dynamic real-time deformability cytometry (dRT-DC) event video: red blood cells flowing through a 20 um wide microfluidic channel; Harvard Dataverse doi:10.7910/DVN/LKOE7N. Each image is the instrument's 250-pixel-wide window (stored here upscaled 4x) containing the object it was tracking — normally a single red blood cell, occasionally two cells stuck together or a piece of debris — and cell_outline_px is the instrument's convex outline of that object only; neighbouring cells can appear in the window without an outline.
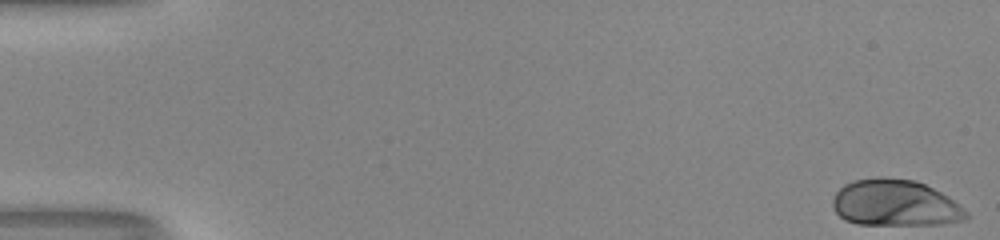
{"species": "human", "species_latin": "Homo sapiens", "temperature_condition": "room temperature", "stored_images_in_passage": 52, "camera_frame_rate_fps": 3000, "um_per_image_px": 0.085, "donor": {"sex": "male"}, "frame": {"image": 1, "passage_image": 1, "time_ms": 0.0, "image_size_px": [1000, 240], "cell_outline_px": [[968, 216], [964, 220], [940, 224], [856, 224], [844, 220], [836, 212], [832, 204], [832, 200], [836, 192], [844, 184], [852, 180], [876, 176], [916, 180], [948, 196], [968, 212]], "centroid_in_image_um": [76.05, 17.24], "position_along_channel_um": 8.9, "area_um2": 36.18}}
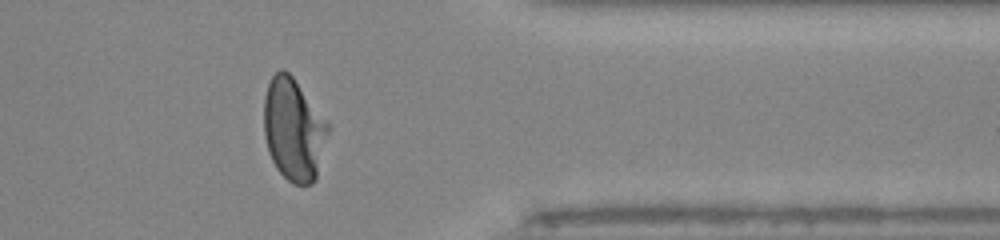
{"frame": {"image": 2, "passage_image": 43, "time_ms": 14.0, "image_size_px": [1000, 240], "cell_outline_px": [[332, 128], [316, 180], [312, 184], [292, 184], [276, 168], [268, 152], [264, 136], [264, 96], [268, 84], [272, 76], [280, 68], [284, 68], [292, 76]], "centroid_in_image_um": [24.98, 11.04], "position_along_channel_um": 386.4, "area_um2": 38.73}}
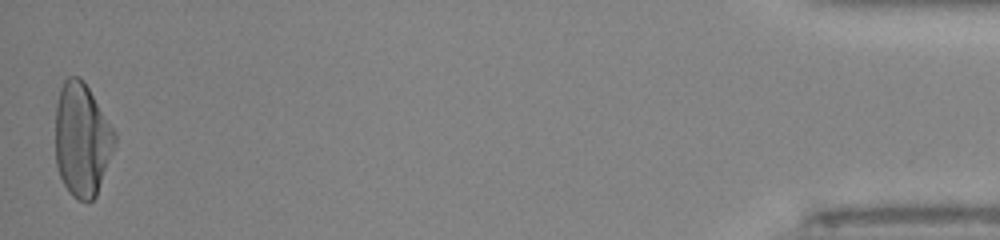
{"frame": {"image": 3, "passage_image": 52, "time_ms": 17.0, "image_size_px": [1000, 240], "cell_outline_px": [[116, 144], [96, 196], [88, 204], [72, 196], [68, 192], [60, 176], [56, 164], [56, 104], [60, 88], [64, 80], [68, 76], [80, 76], [84, 80], [116, 132]], "centroid_in_image_um": [6.98, 11.87], "position_along_channel_um": 428.2, "area_um2": 39.59}, "authors_computed_cell_mechanics": {"area_um2": 36.5296, "velocity_mm_per_s": 4.0252, "shape_relaxation_time_tau1_ms": 3.1526, "shape_relaxation_time_tau2_ms": null, "deformation_change_tau1": 0.2031, "deformation_change_tau2": null}}